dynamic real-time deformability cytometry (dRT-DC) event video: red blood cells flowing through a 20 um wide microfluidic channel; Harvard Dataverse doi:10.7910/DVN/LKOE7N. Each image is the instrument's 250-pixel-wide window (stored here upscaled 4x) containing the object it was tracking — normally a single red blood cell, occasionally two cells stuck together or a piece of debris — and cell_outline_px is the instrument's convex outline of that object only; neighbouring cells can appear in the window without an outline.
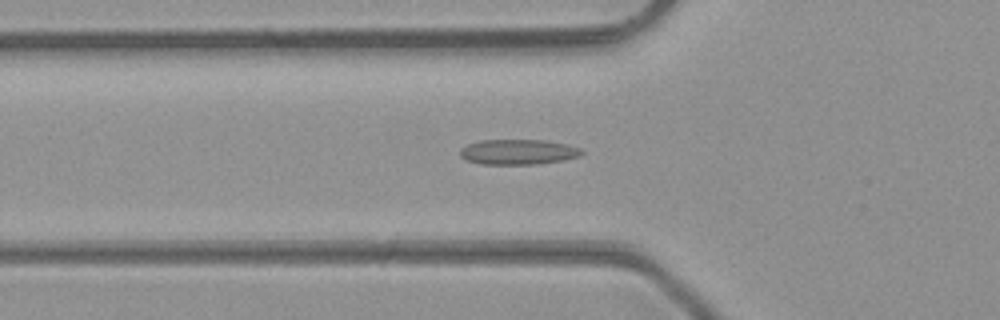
{"species": "common noctule bat (a hibernating species)", "species_latin": "Nyctalus noctula", "temperature_condition": "room temperature", "stored_images_in_passage": 36, "camera_frame_rate_fps": 3000, "um_per_image_px": 0.085, "animal": {"sex": "male", "body_mass_g": 23.1, "forearm_length_mm": 52.7}, "frame": {"image": 1, "passage_image": 7, "time_ms": 2.0, "image_size_px": [1000, 320], "cell_outline_px": [[584, 152], [580, 156], [560, 160], [536, 164], [480, 164], [464, 160], [460, 156], [460, 148], [468, 144], [480, 140], [548, 140], [568, 144], [580, 148]], "centroid_in_image_um": [44.02, 12.91], "position_along_channel_um": 81.8, "area_um2": 17.98}}
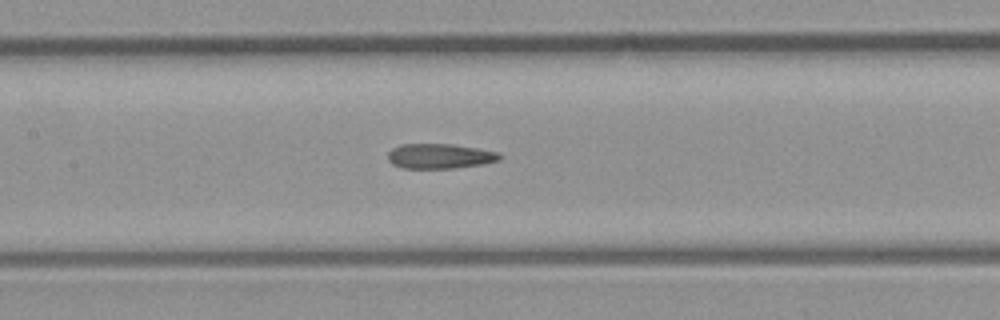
{"frame": {"image": 2, "passage_image": 13, "time_ms": 4.0, "image_size_px": [1000, 320], "cell_outline_px": [[504, 156], [500, 160], [484, 164], [452, 168], [404, 168], [392, 164], [388, 160], [388, 152], [392, 148], [400, 144], [452, 144], [500, 152]], "centroid_in_image_um": [37.41, 13.27], "position_along_channel_um": 170.0, "area_um2": 16.36}}
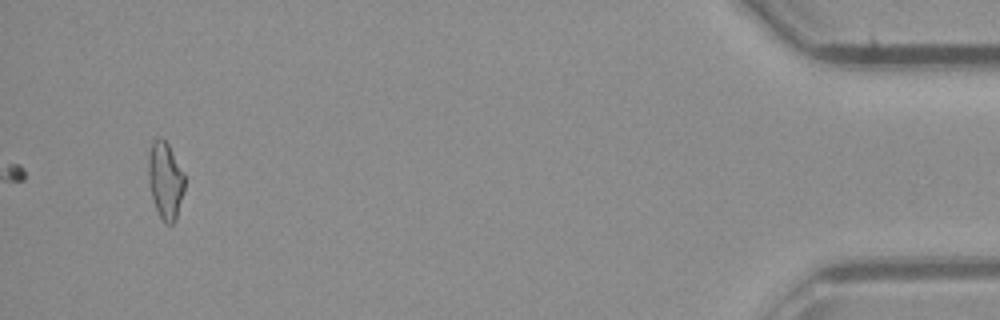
{"frame": {"image": 3, "passage_image": 36, "time_ms": 11.667, "image_size_px": [1000, 320], "cell_outline_px": [[184, 188], [176, 220], [172, 224], [164, 224], [156, 208], [152, 196], [148, 180], [148, 156], [152, 140], [160, 136], [168, 144], [184, 172]], "centroid_in_image_um": [14.04, 15.31], "position_along_channel_um": 421.2, "area_um2": 16.3}}